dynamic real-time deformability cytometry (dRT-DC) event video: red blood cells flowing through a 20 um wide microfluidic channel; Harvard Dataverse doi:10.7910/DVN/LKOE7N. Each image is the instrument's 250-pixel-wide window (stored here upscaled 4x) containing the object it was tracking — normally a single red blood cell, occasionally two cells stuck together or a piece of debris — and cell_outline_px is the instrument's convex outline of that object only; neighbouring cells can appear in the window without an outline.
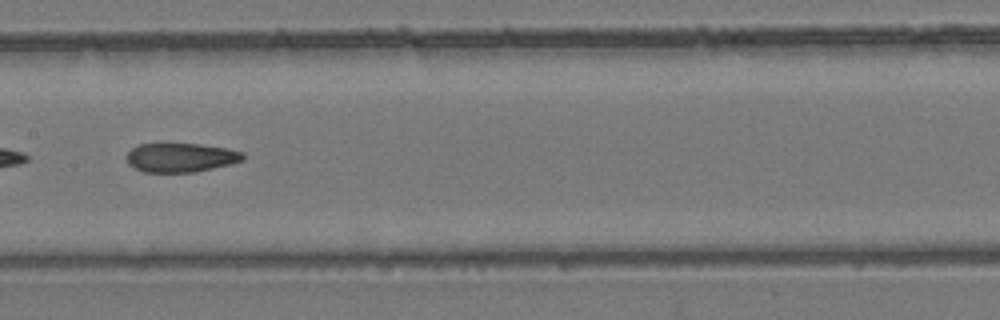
{"species": "common noctule bat (a hibernating species)", "species_latin": "Nyctalus noctula", "temperature_condition": "room temperature", "stored_images_in_passage": 38, "camera_frame_rate_fps": 3000, "um_per_image_px": 0.085, "animal": {"sex": "female", "body_mass_g": 24.6, "forearm_length_mm": 56.2}, "frame": {"image": 1, "passage_image": 12, "time_ms": 3.667, "image_size_px": [1000, 320], "cell_outline_px": [[244, 160], [212, 168], [192, 172], [144, 172], [128, 164], [124, 156], [136, 144], [200, 144], [228, 148], [244, 152]], "centroid_in_image_um": [15.34, 13.38], "position_along_channel_um": 192.1, "area_um2": 19.71}}
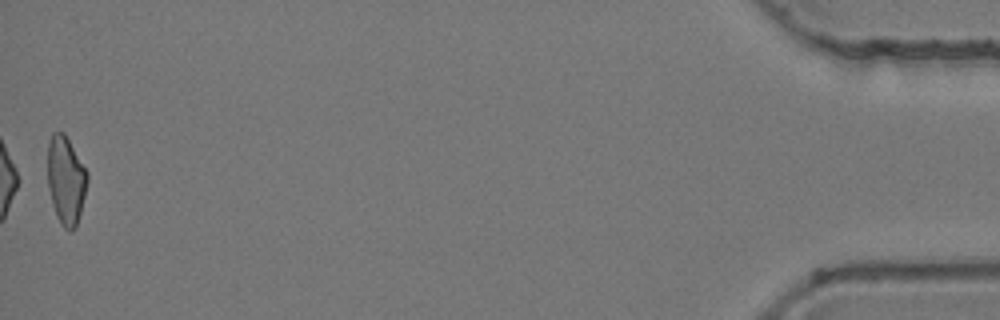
{"frame": {"image": 2, "passage_image": 38, "time_ms": 12.333, "image_size_px": [1000, 320], "cell_outline_px": [[88, 180], [76, 228], [72, 232], [68, 232], [60, 224], [56, 216], [52, 204], [48, 188], [48, 140], [52, 132], [64, 132], [88, 172]], "centroid_in_image_um": [5.59, 15.33], "position_along_channel_um": 429.6, "area_um2": 20.58}, "authors_computed_cell_mechanics": {"area_um2": 20.6635, "velocity_mm_per_s": 3.9174, "shape_relaxation_time_tau1_ms": null, "shape_relaxation_time_tau2_ms": 3.6131, "deformation_change_tau1": null, "deformation_change_tau2": 0.1271}}